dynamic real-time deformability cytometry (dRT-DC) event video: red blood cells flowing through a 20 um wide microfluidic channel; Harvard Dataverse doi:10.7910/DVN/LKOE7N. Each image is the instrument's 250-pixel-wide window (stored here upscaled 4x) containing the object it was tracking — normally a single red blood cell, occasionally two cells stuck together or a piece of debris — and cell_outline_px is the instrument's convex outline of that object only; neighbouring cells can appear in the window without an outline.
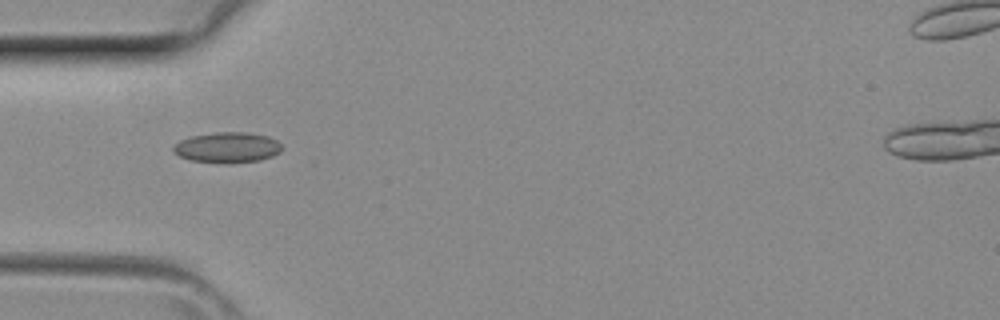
{"species": "common noctule bat (a hibernating species)", "species_latin": "Nyctalus noctula", "temperature_condition": "room temperature", "stored_images_in_passage": 6, "camera_frame_rate_fps": 3000, "um_per_image_px": 0.085, "animal": {"sex": "female", "body_mass_g": 29.2, "forearm_length_mm": 56.3}, "frame": {"image": 1, "passage_image": 5, "time_ms": 1.333, "image_size_px": [1000, 320], "cell_outline_px": [[280, 152], [272, 156], [260, 160], [192, 160], [180, 156], [172, 152], [172, 148], [180, 140], [192, 136], [216, 132], [248, 132], [268, 136], [276, 140], [280, 144]], "centroid_in_image_um": [19.32, 12.47], "position_along_channel_um": 65.7, "area_um2": 18.32}}
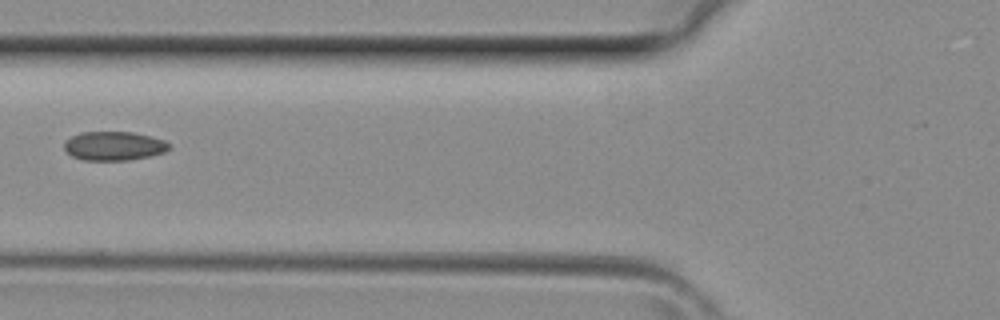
{"frame": {"image": 2, "passage_image": 6, "time_ms": 1.667, "image_size_px": [1000, 320], "cell_outline_px": [[172, 148], [164, 152], [148, 156], [128, 160], [84, 160], [72, 156], [64, 148], [64, 144], [72, 136], [80, 132], [132, 132], [152, 136], [164, 140], [172, 144]], "centroid_in_image_um": [9.73, 12.4], "position_along_channel_um": 116.1, "area_um2": 17.69}}